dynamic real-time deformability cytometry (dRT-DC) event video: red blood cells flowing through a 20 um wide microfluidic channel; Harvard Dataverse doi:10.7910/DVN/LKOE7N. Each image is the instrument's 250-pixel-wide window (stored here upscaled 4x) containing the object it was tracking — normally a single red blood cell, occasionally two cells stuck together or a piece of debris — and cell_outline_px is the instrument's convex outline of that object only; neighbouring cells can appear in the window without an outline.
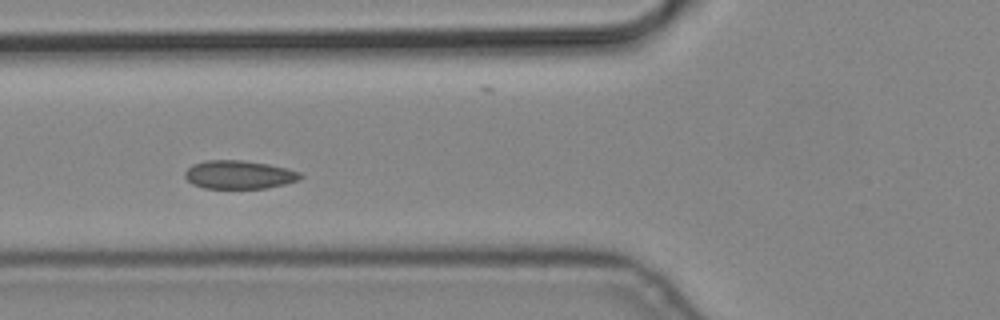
{"species": "common noctule bat (a hibernating species)", "species_latin": "Nyctalus noctula", "temperature_condition": "cold", "stored_images_in_passage": 12, "camera_frame_rate_fps": 3000, "um_per_image_px": 0.085, "animal": {"sex": "male", "body_mass_g": 19.2, "forearm_length_mm": 51.8}, "frame": {"image": 1, "passage_image": 3, "time_ms": 0.667, "image_size_px": [1000, 320], "cell_outline_px": [[304, 176], [300, 180], [284, 184], [264, 188], [204, 188], [192, 184], [184, 176], [184, 172], [192, 164], [204, 160], [240, 160], [268, 164], [288, 168], [300, 172]], "centroid_in_image_um": [20.32, 14.84], "position_along_channel_um": 105.5, "area_um2": 19.19}}
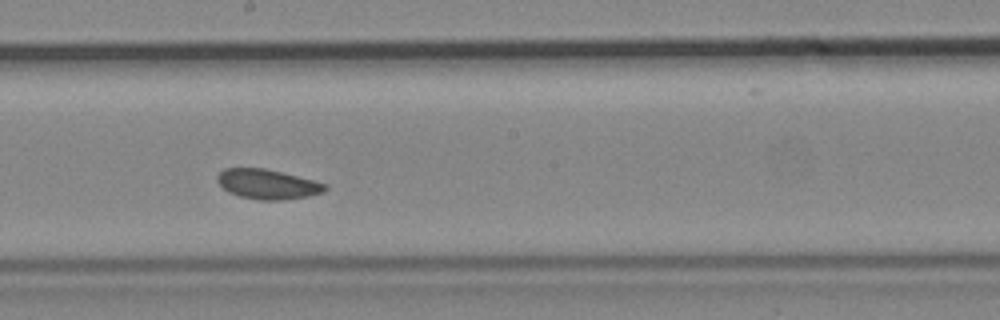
{"frame": {"image": 2, "passage_image": 6, "time_ms": 1.667, "image_size_px": [1000, 320], "cell_outline_px": [[328, 188], [324, 192], [308, 196], [284, 200], [260, 200], [240, 196], [228, 192], [216, 180], [216, 176], [224, 168], [264, 168], [328, 184]], "centroid_in_image_um": [22.74, 15.66], "position_along_channel_um": 225.5, "area_um2": 18.61}}
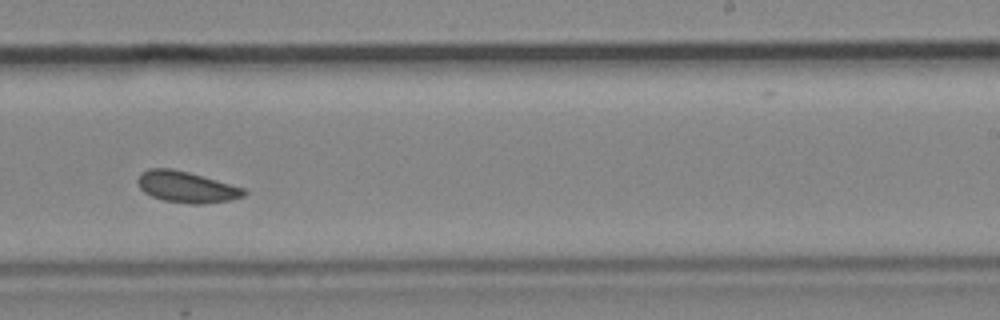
{"frame": {"image": 3, "passage_image": 7, "time_ms": 2.0, "image_size_px": [1000, 320], "cell_outline_px": [[248, 192], [244, 196], [232, 200], [200, 204], [188, 204], [164, 200], [152, 196], [144, 192], [140, 188], [136, 180], [140, 172], [148, 168], [172, 168], [188, 172], [244, 188]], "centroid_in_image_um": [15.83, 15.89], "position_along_channel_um": 273.2, "area_um2": 19.36}}